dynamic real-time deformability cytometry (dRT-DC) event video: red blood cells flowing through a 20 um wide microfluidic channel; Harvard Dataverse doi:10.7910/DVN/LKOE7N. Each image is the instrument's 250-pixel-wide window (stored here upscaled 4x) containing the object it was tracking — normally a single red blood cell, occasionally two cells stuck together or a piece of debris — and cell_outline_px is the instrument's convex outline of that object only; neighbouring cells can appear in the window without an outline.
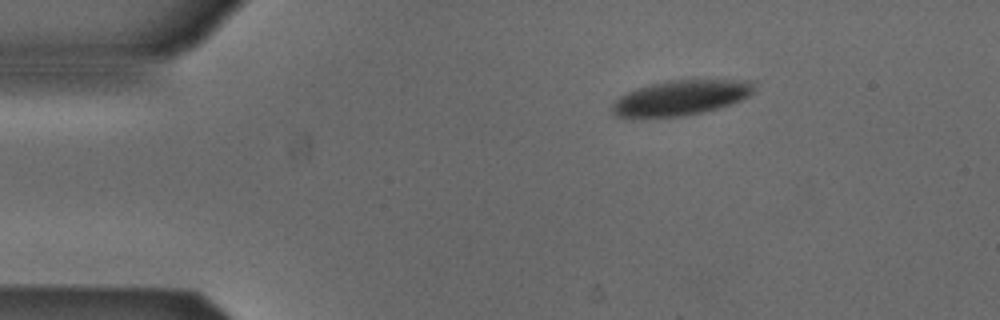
{"species": "Egyptian fruit bat (a non-hibernating species)", "species_latin": "Rousettus aegyptiacus", "temperature_condition": "cold", "stored_images_in_passage": 45, "camera_frame_rate_fps": 3000, "um_per_image_px": 0.085, "animal": {"sex": "male"}, "frame": {"image": 1, "passage_image": 1, "time_ms": 0.0, "image_size_px": [1000, 320], "cell_outline_px": [[756, 80], [752, 92], [748, 96], [740, 100], [716, 108], [700, 112], [680, 116], [616, 116], [612, 112], [612, 104], [620, 96], [636, 88], [668, 80]], "centroid_in_image_um": [57.89, 8.28], "position_along_channel_um": 27.1, "area_um2": 28.32}}
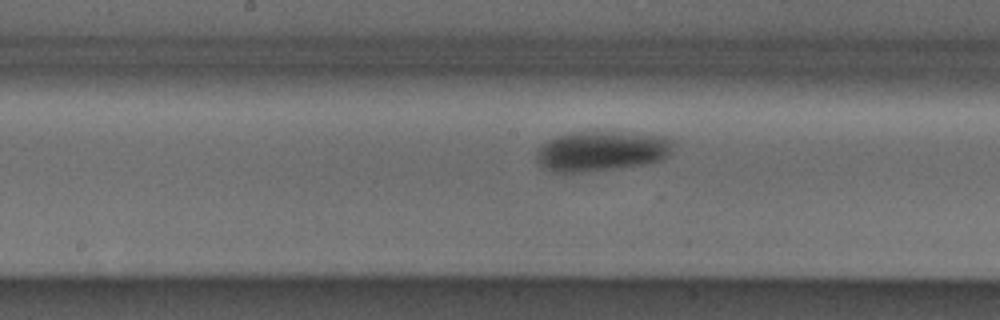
{"frame": {"image": 2, "passage_image": 19, "time_ms": 6.0, "image_size_px": [1000, 320], "cell_outline_px": [[672, 148], [668, 156], [664, 160], [648, 164], [620, 168], [580, 172], [552, 172], [544, 168], [536, 160], [536, 156], [540, 148], [548, 140], [556, 136], [568, 132], [616, 132], [672, 136]], "centroid_in_image_um": [51.18, 12.84], "position_along_channel_um": 197.0, "area_um2": 32.19}}
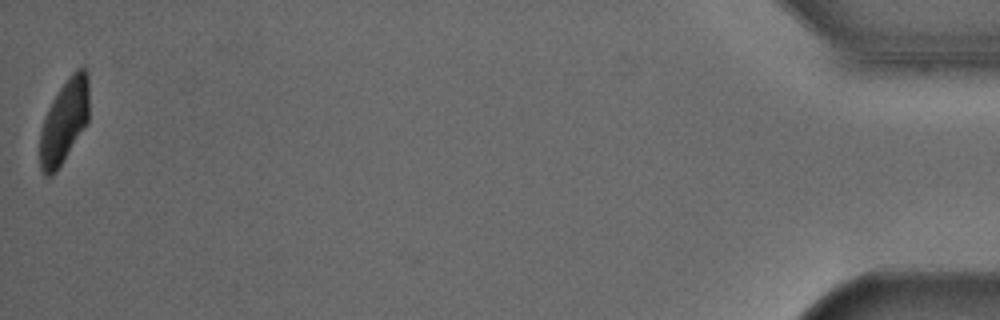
{"frame": {"image": 3, "passage_image": 45, "time_ms": 14.667, "image_size_px": [1000, 320], "cell_outline_px": [[88, 124], [56, 172], [52, 176], [44, 176], [40, 168], [40, 128], [44, 116], [52, 100], [60, 88], [72, 72], [76, 68], [84, 68], [88, 72]], "centroid_in_image_um": [5.45, 10.34], "position_along_channel_um": 429.7, "area_um2": 24.28}}